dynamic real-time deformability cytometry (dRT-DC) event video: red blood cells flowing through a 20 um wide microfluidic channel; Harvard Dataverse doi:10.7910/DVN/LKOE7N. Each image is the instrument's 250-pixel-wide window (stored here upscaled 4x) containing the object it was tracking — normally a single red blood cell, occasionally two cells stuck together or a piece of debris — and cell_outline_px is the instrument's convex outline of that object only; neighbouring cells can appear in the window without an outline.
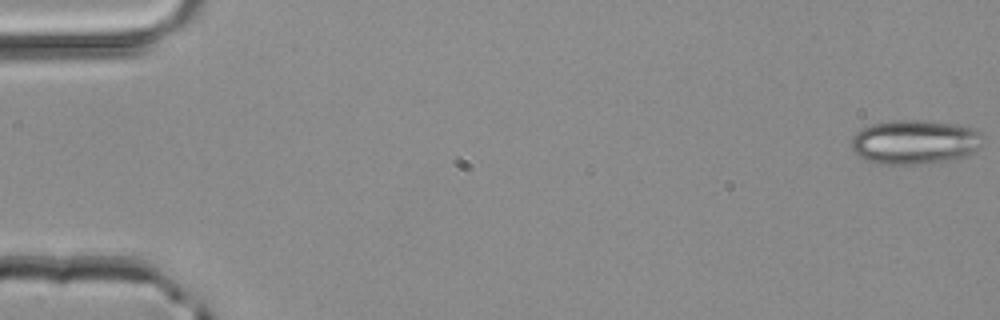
{"species": "common noctule bat (a hibernating species)", "species_latin": "Nyctalus noctula", "temperature_condition": "room temperature", "stored_images_in_passage": 4, "camera_frame_rate_fps": 3000, "um_per_image_px": 0.085, "animal": {"sex": "male", "body_mass_g": 20.4}, "frame": {"image": 1, "passage_image": 1, "time_ms": 0.0, "image_size_px": [1000, 320], "cell_outline_px": [[984, 140], [972, 152], [964, 156], [948, 160], [920, 164], [880, 164], [864, 160], [848, 144], [852, 136], [856, 132], [872, 124], [892, 120], [920, 120], [952, 124], [972, 128], [980, 132], [984, 136]], "centroid_in_image_um": [77.71, 12.07], "position_along_channel_um": 7.3, "area_um2": 33.87}}
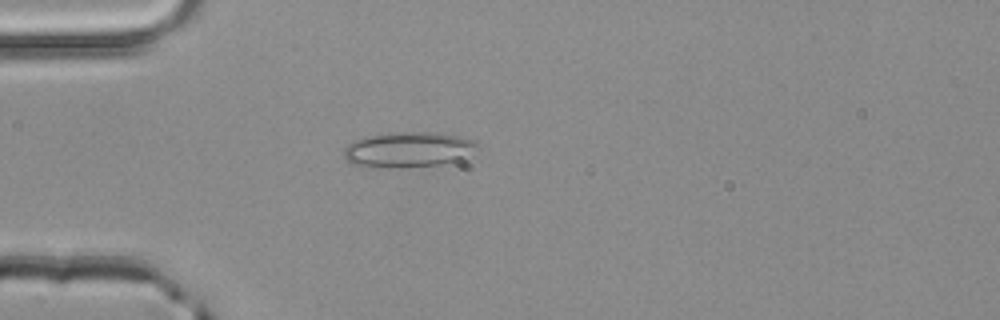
{"frame": {"image": 2, "passage_image": 4, "time_ms": 1.0, "image_size_px": [1000, 320], "cell_outline_px": [[480, 144], [460, 164], [400, 168], [396, 168], [352, 164], [344, 156], [344, 148], [348, 144], [356, 140], [368, 136], [396, 132], [432, 132], [456, 136], [472, 140]], "centroid_in_image_um": [34.8, 12.75], "position_along_channel_um": 50.2, "area_um2": 27.86}}